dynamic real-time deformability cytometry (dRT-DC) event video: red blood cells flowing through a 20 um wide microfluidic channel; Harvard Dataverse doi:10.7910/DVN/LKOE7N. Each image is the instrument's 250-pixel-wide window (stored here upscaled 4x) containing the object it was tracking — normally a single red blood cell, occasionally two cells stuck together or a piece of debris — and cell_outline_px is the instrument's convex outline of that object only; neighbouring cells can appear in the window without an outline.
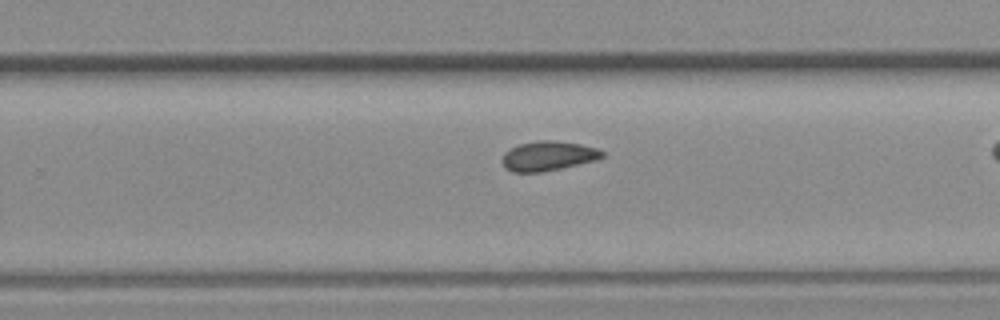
{"species": "common noctule bat (a hibernating species)", "species_latin": "Nyctalus noctula", "temperature_condition": "room temperature", "stored_images_in_passage": 21, "camera_frame_rate_fps": 3000, "um_per_image_px": 0.085, "animal": {"sex": "female", "body_mass_g": 19.3, "forearm_length_mm": 54.1}, "frame": {"image": 1, "passage_image": 15, "time_ms": 4.667, "image_size_px": [1000, 320], "cell_outline_px": [[604, 156], [596, 160], [560, 168], [540, 172], [512, 172], [500, 160], [504, 152], [520, 144], [540, 140], [552, 140], [580, 144], [596, 148], [604, 152]], "centroid_in_image_um": [46.58, 13.25], "position_along_channel_um": 283.2, "area_um2": 16.99}}